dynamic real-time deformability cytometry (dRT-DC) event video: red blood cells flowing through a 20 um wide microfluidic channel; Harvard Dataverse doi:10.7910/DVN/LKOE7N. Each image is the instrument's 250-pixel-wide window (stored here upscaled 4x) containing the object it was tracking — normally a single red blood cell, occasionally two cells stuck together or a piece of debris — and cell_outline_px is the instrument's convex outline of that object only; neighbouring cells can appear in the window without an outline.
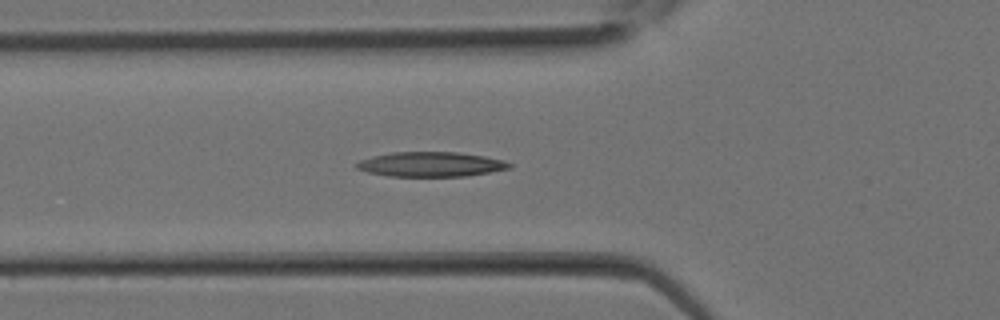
{"species": "Egyptian fruit bat (a non-hibernating species)", "species_latin": "Rousettus aegyptiacus", "temperature_condition": "room temperature", "stored_images_in_passage": 14, "camera_frame_rate_fps": 3000, "um_per_image_px": 0.085, "animal": {"sex": "female"}, "frame": {"image": 1, "passage_image": 10, "time_ms": 3.0, "image_size_px": [1000, 320], "cell_outline_px": [[512, 168], [464, 176], [388, 176], [368, 172], [356, 168], [356, 164], [360, 160], [372, 156], [392, 152], [456, 152], [484, 156], [504, 160], [512, 164]], "centroid_in_image_um": [36.62, 13.96], "position_along_channel_um": 89.2, "area_um2": 21.91}}
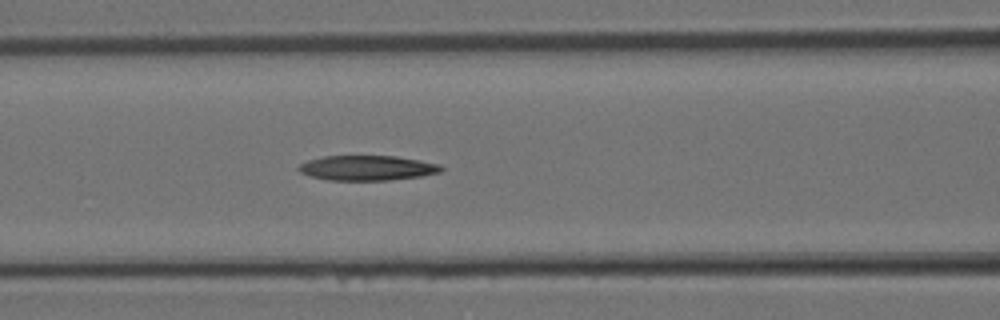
{"frame": {"image": 2, "passage_image": 12, "time_ms": 3.667, "image_size_px": [1000, 320], "cell_outline_px": [[444, 168], [440, 172], [420, 176], [388, 180], [328, 180], [308, 176], [300, 172], [296, 168], [300, 164], [308, 160], [324, 156], [396, 156], [420, 160], [440, 164]], "centroid_in_image_um": [31.19, 14.27], "position_along_channel_um": 135.4, "area_um2": 20.75}}
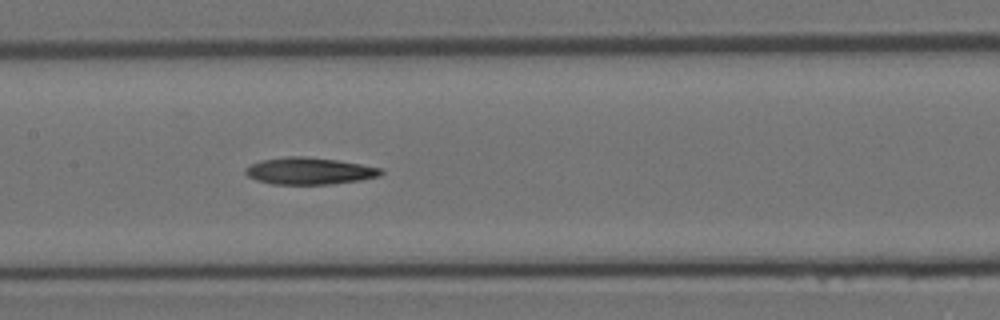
{"frame": {"image": 3, "passage_image": 14, "time_ms": 4.333, "image_size_px": [1000, 320], "cell_outline_px": [[384, 172], [380, 176], [360, 180], [332, 184], [272, 184], [256, 180], [248, 176], [244, 172], [244, 168], [260, 160], [288, 156], [304, 156], [336, 160], [360, 164], [380, 168]], "centroid_in_image_um": [26.27, 14.53], "position_along_channel_um": 181.1, "area_um2": 21.21}}